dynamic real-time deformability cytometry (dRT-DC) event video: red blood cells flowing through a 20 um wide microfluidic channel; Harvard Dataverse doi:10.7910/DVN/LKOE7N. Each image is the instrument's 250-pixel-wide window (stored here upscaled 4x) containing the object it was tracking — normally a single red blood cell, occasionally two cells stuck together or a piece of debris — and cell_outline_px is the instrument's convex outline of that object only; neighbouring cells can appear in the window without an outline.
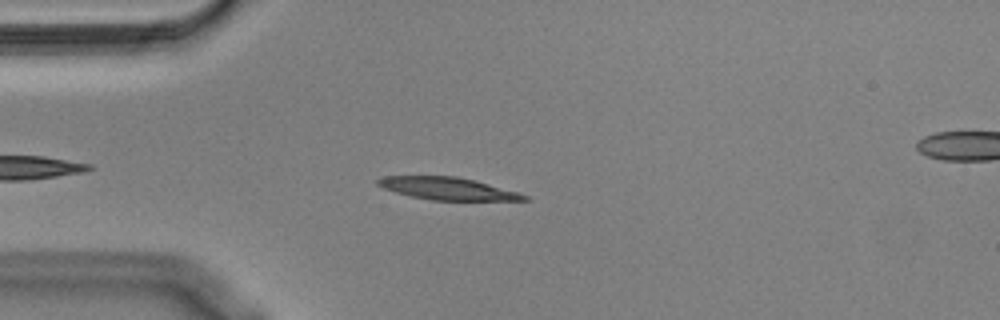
{"species": "Egyptian fruit bat (a non-hibernating species)", "species_latin": "Rousettus aegyptiacus", "temperature_condition": "cold", "stored_images_in_passage": 47, "segment_of_instrument_passage": [1, 2], "camera_frame_rate_fps": 3000, "um_per_image_px": 0.085, "animal": {"sex": "male"}, "frame": {"image": 1, "passage_image": 6, "time_ms": 1.667, "image_size_px": [1000, 320], "cell_outline_px": [[532, 200], [432, 200], [412, 196], [396, 192], [384, 188], [376, 184], [376, 180], [384, 176], [456, 176], [488, 184], [516, 192], [528, 196]], "centroid_in_image_um": [38.02, 16.02], "position_along_channel_um": 47.0, "area_um2": 18.73}}
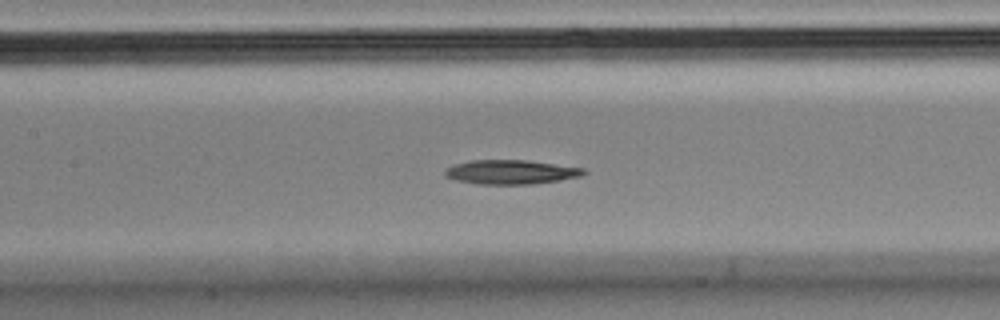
{"frame": {"image": 2, "passage_image": 17, "time_ms": 5.333, "image_size_px": [1000, 320], "cell_outline_px": [[588, 172], [580, 176], [532, 184], [480, 184], [456, 180], [444, 176], [444, 172], [448, 168], [456, 164], [472, 160], [528, 160], [584, 168]], "centroid_in_image_um": [43.43, 14.62], "position_along_channel_um": 164.0, "area_um2": 19.36}}
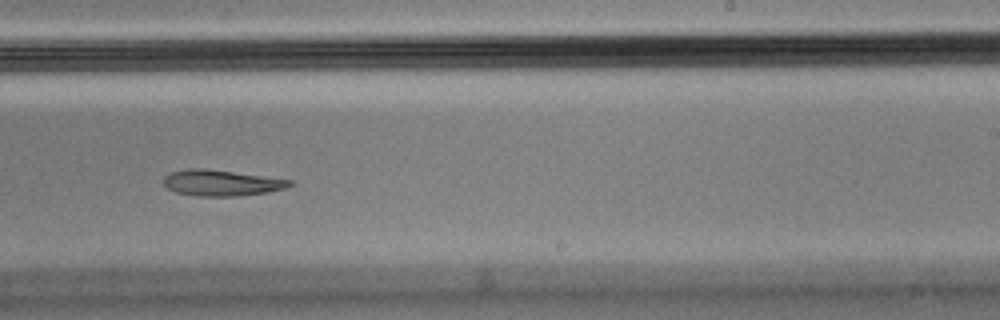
{"frame": {"image": 3, "passage_image": 26, "time_ms": 8.333, "image_size_px": [1000, 320], "cell_outline_px": [[296, 184], [284, 188], [268, 192], [240, 196], [196, 196], [176, 192], [168, 188], [164, 184], [164, 176], [172, 172], [188, 168], [204, 168], [292, 180]], "centroid_in_image_um": [18.83, 15.55], "position_along_channel_um": 270.2, "area_um2": 19.02}}